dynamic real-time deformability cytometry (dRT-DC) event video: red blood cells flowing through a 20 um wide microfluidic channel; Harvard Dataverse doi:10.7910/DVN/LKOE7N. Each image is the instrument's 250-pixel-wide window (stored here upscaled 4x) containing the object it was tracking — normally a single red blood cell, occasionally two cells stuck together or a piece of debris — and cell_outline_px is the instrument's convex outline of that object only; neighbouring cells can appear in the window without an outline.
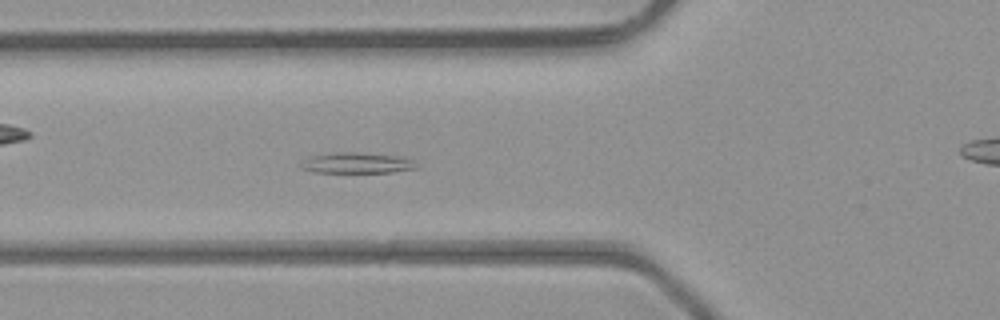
{"species": "common noctule bat (a hibernating species)", "species_latin": "Nyctalus noctula", "temperature_condition": "room temperature", "stored_images_in_passage": 48, "camera_frame_rate_fps": 3000, "um_per_image_px": 0.085, "animal": {"sex": "male", "body_mass_g": 23.1, "forearm_length_mm": 52.7}, "frame": {"image": 1, "passage_image": 17, "time_ms": 5.333, "image_size_px": [1000, 320], "cell_outline_px": [[416, 168], [392, 172], [312, 172], [300, 168], [300, 164], [308, 156], [332, 152], [356, 152], [400, 156], [412, 160]], "centroid_in_image_um": [30.24, 13.84], "position_along_channel_um": 95.6, "area_um2": 13.93}}
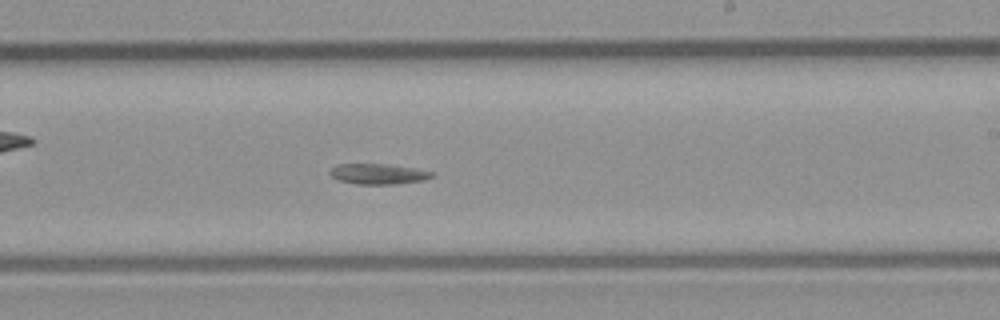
{"frame": {"image": 2, "passage_image": 28, "time_ms": 9.0, "image_size_px": [1000, 320], "cell_outline_px": [[436, 172], [432, 176], [424, 180], [396, 184], [356, 184], [340, 180], [332, 176], [328, 172], [336, 164], [388, 164], [416, 168]], "centroid_in_image_um": [32.18, 14.78], "position_along_channel_um": 256.8, "area_um2": 12.2}}
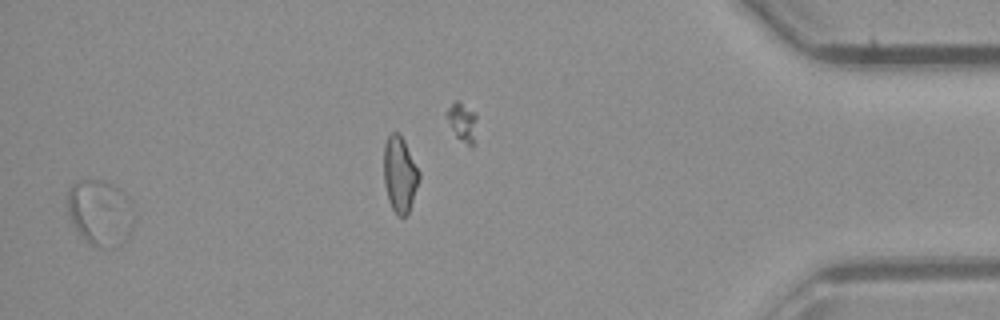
{"frame": {"image": 3, "passage_image": 46, "time_ms": 15.0, "image_size_px": [1000, 320], "cell_outline_px": [[132, 204], [104, 248], [100, 248], [84, 240], [80, 236], [68, 212], [68, 188], [72, 184], [80, 180], [104, 180], [116, 188], [132, 200]], "centroid_in_image_um": [8.22, 17.84], "position_along_channel_um": 427.0, "area_um2": 21.91}}